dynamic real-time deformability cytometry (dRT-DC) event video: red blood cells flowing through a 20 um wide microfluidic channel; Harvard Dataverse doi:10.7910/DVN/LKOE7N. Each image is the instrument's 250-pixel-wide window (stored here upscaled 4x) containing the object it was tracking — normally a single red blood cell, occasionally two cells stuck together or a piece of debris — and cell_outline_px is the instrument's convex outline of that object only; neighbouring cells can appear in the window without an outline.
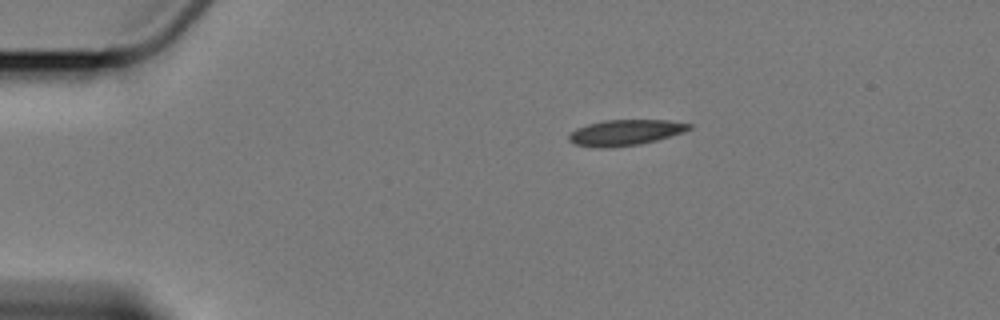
{"species": "Egyptian fruit bat (a non-hibernating species)", "species_latin": "Rousettus aegyptiacus", "temperature_condition": "cold", "stored_images_in_passage": 5, "camera_frame_rate_fps": 3000, "um_per_image_px": 0.085, "animal": {"sex": "female"}, "frame": {"image": 1, "passage_image": 1, "time_ms": 0.0, "image_size_px": [1000, 320], "cell_outline_px": [[692, 128], [684, 132], [656, 140], [640, 144], [608, 148], [600, 148], [576, 144], [568, 140], [568, 136], [576, 128], [588, 124], [604, 120], [668, 120], [692, 124]], "centroid_in_image_um": [53.16, 11.26], "position_along_channel_um": 31.8, "area_um2": 17.98}}
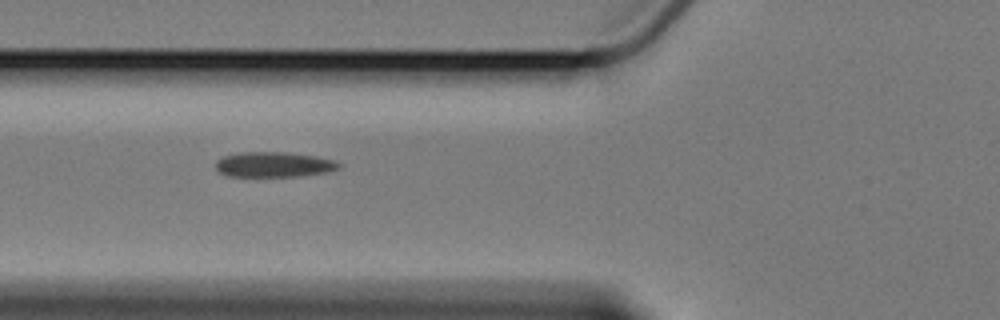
{"frame": {"image": 2, "passage_image": 4, "time_ms": 3.667, "image_size_px": [1000, 320], "cell_outline_px": [[340, 168], [328, 172], [296, 176], [228, 176], [220, 172], [216, 168], [216, 160], [224, 156], [240, 152], [288, 152], [316, 156], [336, 160], [340, 164]], "centroid_in_image_um": [23.3, 13.97], "position_along_channel_um": 102.5, "area_um2": 18.09}}
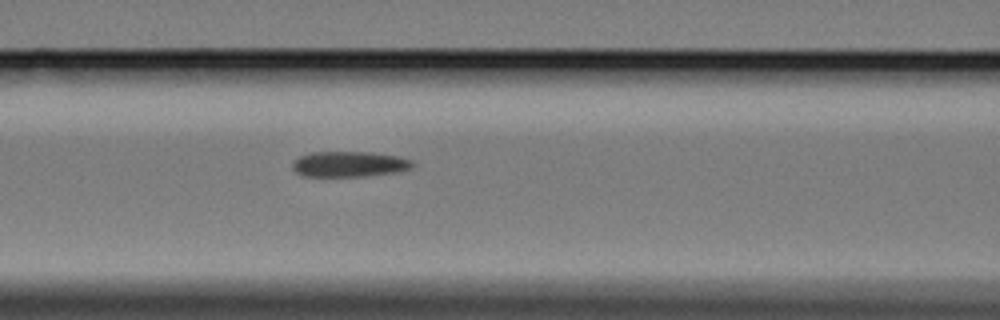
{"frame": {"image": 3, "passage_image": 5, "time_ms": 4.667, "image_size_px": [1000, 320], "cell_outline_px": [[416, 164], [412, 168], [396, 172], [364, 176], [304, 176], [296, 172], [292, 168], [292, 160], [300, 156], [312, 152], [372, 152], [400, 156], [412, 160]], "centroid_in_image_um": [29.71, 13.94], "position_along_channel_um": 136.9, "area_um2": 18.03}}